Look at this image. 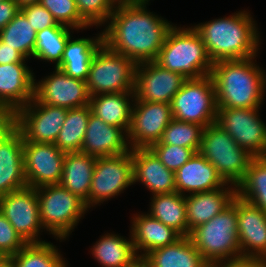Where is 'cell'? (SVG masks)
<instances>
[{
	"mask_svg": "<svg viewBox=\"0 0 266 267\" xmlns=\"http://www.w3.org/2000/svg\"><path fill=\"white\" fill-rule=\"evenodd\" d=\"M149 1L119 0L102 31L106 46L136 64L156 61L173 27L171 22L147 10Z\"/></svg>",
	"mask_w": 266,
	"mask_h": 267,
	"instance_id": "1",
	"label": "cell"
},
{
	"mask_svg": "<svg viewBox=\"0 0 266 267\" xmlns=\"http://www.w3.org/2000/svg\"><path fill=\"white\" fill-rule=\"evenodd\" d=\"M251 14L245 10L228 17L200 23L199 33L212 63L257 57L260 34Z\"/></svg>",
	"mask_w": 266,
	"mask_h": 267,
	"instance_id": "2",
	"label": "cell"
},
{
	"mask_svg": "<svg viewBox=\"0 0 266 267\" xmlns=\"http://www.w3.org/2000/svg\"><path fill=\"white\" fill-rule=\"evenodd\" d=\"M255 58L213 64L210 76L215 87L217 108L261 107L266 92V73L255 64Z\"/></svg>",
	"mask_w": 266,
	"mask_h": 267,
	"instance_id": "3",
	"label": "cell"
},
{
	"mask_svg": "<svg viewBox=\"0 0 266 267\" xmlns=\"http://www.w3.org/2000/svg\"><path fill=\"white\" fill-rule=\"evenodd\" d=\"M166 70L182 74L186 79H199L210 75L213 63L205 44L192 27L173 26L156 59Z\"/></svg>",
	"mask_w": 266,
	"mask_h": 267,
	"instance_id": "4",
	"label": "cell"
},
{
	"mask_svg": "<svg viewBox=\"0 0 266 267\" xmlns=\"http://www.w3.org/2000/svg\"><path fill=\"white\" fill-rule=\"evenodd\" d=\"M237 217L235 196L222 212L190 232L189 238L210 266L241 258Z\"/></svg>",
	"mask_w": 266,
	"mask_h": 267,
	"instance_id": "5",
	"label": "cell"
},
{
	"mask_svg": "<svg viewBox=\"0 0 266 267\" xmlns=\"http://www.w3.org/2000/svg\"><path fill=\"white\" fill-rule=\"evenodd\" d=\"M36 191L43 228L57 240H65L89 210L88 207L60 184L42 186Z\"/></svg>",
	"mask_w": 266,
	"mask_h": 267,
	"instance_id": "6",
	"label": "cell"
},
{
	"mask_svg": "<svg viewBox=\"0 0 266 267\" xmlns=\"http://www.w3.org/2000/svg\"><path fill=\"white\" fill-rule=\"evenodd\" d=\"M198 152L215 167L226 183L234 186L244 179L254 158L216 123L203 129Z\"/></svg>",
	"mask_w": 266,
	"mask_h": 267,
	"instance_id": "7",
	"label": "cell"
},
{
	"mask_svg": "<svg viewBox=\"0 0 266 267\" xmlns=\"http://www.w3.org/2000/svg\"><path fill=\"white\" fill-rule=\"evenodd\" d=\"M137 64L114 52L104 43L95 53L86 81L90 97L99 94L134 92Z\"/></svg>",
	"mask_w": 266,
	"mask_h": 267,
	"instance_id": "8",
	"label": "cell"
},
{
	"mask_svg": "<svg viewBox=\"0 0 266 267\" xmlns=\"http://www.w3.org/2000/svg\"><path fill=\"white\" fill-rule=\"evenodd\" d=\"M173 119L204 128L216 122L217 102L210 75L187 79L171 101Z\"/></svg>",
	"mask_w": 266,
	"mask_h": 267,
	"instance_id": "9",
	"label": "cell"
},
{
	"mask_svg": "<svg viewBox=\"0 0 266 267\" xmlns=\"http://www.w3.org/2000/svg\"><path fill=\"white\" fill-rule=\"evenodd\" d=\"M260 108H218L216 124L253 157H266V124Z\"/></svg>",
	"mask_w": 266,
	"mask_h": 267,
	"instance_id": "10",
	"label": "cell"
},
{
	"mask_svg": "<svg viewBox=\"0 0 266 267\" xmlns=\"http://www.w3.org/2000/svg\"><path fill=\"white\" fill-rule=\"evenodd\" d=\"M131 185H134L131 149L120 155L96 158L89 208L118 196Z\"/></svg>",
	"mask_w": 266,
	"mask_h": 267,
	"instance_id": "11",
	"label": "cell"
},
{
	"mask_svg": "<svg viewBox=\"0 0 266 267\" xmlns=\"http://www.w3.org/2000/svg\"><path fill=\"white\" fill-rule=\"evenodd\" d=\"M0 211L27 244L46 242L39 236L44 228L35 188L26 186L1 196Z\"/></svg>",
	"mask_w": 266,
	"mask_h": 267,
	"instance_id": "12",
	"label": "cell"
},
{
	"mask_svg": "<svg viewBox=\"0 0 266 267\" xmlns=\"http://www.w3.org/2000/svg\"><path fill=\"white\" fill-rule=\"evenodd\" d=\"M67 108L40 103L35 97L14 115L24 141L55 143L67 116Z\"/></svg>",
	"mask_w": 266,
	"mask_h": 267,
	"instance_id": "13",
	"label": "cell"
},
{
	"mask_svg": "<svg viewBox=\"0 0 266 267\" xmlns=\"http://www.w3.org/2000/svg\"><path fill=\"white\" fill-rule=\"evenodd\" d=\"M172 119L171 104L135 99L127 133L130 149L149 148L159 142Z\"/></svg>",
	"mask_w": 266,
	"mask_h": 267,
	"instance_id": "14",
	"label": "cell"
},
{
	"mask_svg": "<svg viewBox=\"0 0 266 267\" xmlns=\"http://www.w3.org/2000/svg\"><path fill=\"white\" fill-rule=\"evenodd\" d=\"M65 155L53 143L24 141L23 159L27 186L36 189L59 184Z\"/></svg>",
	"mask_w": 266,
	"mask_h": 267,
	"instance_id": "15",
	"label": "cell"
},
{
	"mask_svg": "<svg viewBox=\"0 0 266 267\" xmlns=\"http://www.w3.org/2000/svg\"><path fill=\"white\" fill-rule=\"evenodd\" d=\"M186 80L182 74L166 70L156 61L139 63L135 73V99L171 104Z\"/></svg>",
	"mask_w": 266,
	"mask_h": 267,
	"instance_id": "16",
	"label": "cell"
},
{
	"mask_svg": "<svg viewBox=\"0 0 266 267\" xmlns=\"http://www.w3.org/2000/svg\"><path fill=\"white\" fill-rule=\"evenodd\" d=\"M50 76L34 84V97L43 104L79 108L89 104L90 95L86 81L68 76L55 67Z\"/></svg>",
	"mask_w": 266,
	"mask_h": 267,
	"instance_id": "17",
	"label": "cell"
},
{
	"mask_svg": "<svg viewBox=\"0 0 266 267\" xmlns=\"http://www.w3.org/2000/svg\"><path fill=\"white\" fill-rule=\"evenodd\" d=\"M26 62L0 64V114H15L34 98V73Z\"/></svg>",
	"mask_w": 266,
	"mask_h": 267,
	"instance_id": "18",
	"label": "cell"
},
{
	"mask_svg": "<svg viewBox=\"0 0 266 267\" xmlns=\"http://www.w3.org/2000/svg\"><path fill=\"white\" fill-rule=\"evenodd\" d=\"M241 257L266 259V213L236 195Z\"/></svg>",
	"mask_w": 266,
	"mask_h": 267,
	"instance_id": "19",
	"label": "cell"
},
{
	"mask_svg": "<svg viewBox=\"0 0 266 267\" xmlns=\"http://www.w3.org/2000/svg\"><path fill=\"white\" fill-rule=\"evenodd\" d=\"M130 150L127 134L90 114L81 152L96 158L120 155Z\"/></svg>",
	"mask_w": 266,
	"mask_h": 267,
	"instance_id": "20",
	"label": "cell"
},
{
	"mask_svg": "<svg viewBox=\"0 0 266 267\" xmlns=\"http://www.w3.org/2000/svg\"><path fill=\"white\" fill-rule=\"evenodd\" d=\"M134 183L141 182L152 195L176 192L175 172L167 169L149 148L131 149Z\"/></svg>",
	"mask_w": 266,
	"mask_h": 267,
	"instance_id": "21",
	"label": "cell"
},
{
	"mask_svg": "<svg viewBox=\"0 0 266 267\" xmlns=\"http://www.w3.org/2000/svg\"><path fill=\"white\" fill-rule=\"evenodd\" d=\"M176 192L186 195L212 191L227 183L199 152L175 172Z\"/></svg>",
	"mask_w": 266,
	"mask_h": 267,
	"instance_id": "22",
	"label": "cell"
},
{
	"mask_svg": "<svg viewBox=\"0 0 266 267\" xmlns=\"http://www.w3.org/2000/svg\"><path fill=\"white\" fill-rule=\"evenodd\" d=\"M228 185L227 183L212 191L185 195L188 236L194 228L208 222L232 203L237 195L236 186Z\"/></svg>",
	"mask_w": 266,
	"mask_h": 267,
	"instance_id": "23",
	"label": "cell"
},
{
	"mask_svg": "<svg viewBox=\"0 0 266 267\" xmlns=\"http://www.w3.org/2000/svg\"><path fill=\"white\" fill-rule=\"evenodd\" d=\"M132 220L130 237L140 260L148 252L173 244L182 237L148 213L135 214Z\"/></svg>",
	"mask_w": 266,
	"mask_h": 267,
	"instance_id": "24",
	"label": "cell"
},
{
	"mask_svg": "<svg viewBox=\"0 0 266 267\" xmlns=\"http://www.w3.org/2000/svg\"><path fill=\"white\" fill-rule=\"evenodd\" d=\"M23 149L24 137L18 129L0 146V197L27 186Z\"/></svg>",
	"mask_w": 266,
	"mask_h": 267,
	"instance_id": "25",
	"label": "cell"
},
{
	"mask_svg": "<svg viewBox=\"0 0 266 267\" xmlns=\"http://www.w3.org/2000/svg\"><path fill=\"white\" fill-rule=\"evenodd\" d=\"M141 261L147 267H210L189 236L175 243L148 252Z\"/></svg>",
	"mask_w": 266,
	"mask_h": 267,
	"instance_id": "26",
	"label": "cell"
},
{
	"mask_svg": "<svg viewBox=\"0 0 266 267\" xmlns=\"http://www.w3.org/2000/svg\"><path fill=\"white\" fill-rule=\"evenodd\" d=\"M134 92L99 94L90 97L89 105L92 114L105 123L121 128L126 134L129 131L132 116Z\"/></svg>",
	"mask_w": 266,
	"mask_h": 267,
	"instance_id": "27",
	"label": "cell"
},
{
	"mask_svg": "<svg viewBox=\"0 0 266 267\" xmlns=\"http://www.w3.org/2000/svg\"><path fill=\"white\" fill-rule=\"evenodd\" d=\"M96 157L81 151L66 153L60 185L82 199L89 208V190Z\"/></svg>",
	"mask_w": 266,
	"mask_h": 267,
	"instance_id": "28",
	"label": "cell"
},
{
	"mask_svg": "<svg viewBox=\"0 0 266 267\" xmlns=\"http://www.w3.org/2000/svg\"><path fill=\"white\" fill-rule=\"evenodd\" d=\"M103 44V35L100 32L96 38L68 39L61 62L56 66L68 76L87 81L91 61Z\"/></svg>",
	"mask_w": 266,
	"mask_h": 267,
	"instance_id": "29",
	"label": "cell"
},
{
	"mask_svg": "<svg viewBox=\"0 0 266 267\" xmlns=\"http://www.w3.org/2000/svg\"><path fill=\"white\" fill-rule=\"evenodd\" d=\"M90 250L102 267H133L140 260L131 238L114 233L101 236Z\"/></svg>",
	"mask_w": 266,
	"mask_h": 267,
	"instance_id": "30",
	"label": "cell"
},
{
	"mask_svg": "<svg viewBox=\"0 0 266 267\" xmlns=\"http://www.w3.org/2000/svg\"><path fill=\"white\" fill-rule=\"evenodd\" d=\"M150 214L181 236H188L185 196L178 192L152 195Z\"/></svg>",
	"mask_w": 266,
	"mask_h": 267,
	"instance_id": "31",
	"label": "cell"
},
{
	"mask_svg": "<svg viewBox=\"0 0 266 267\" xmlns=\"http://www.w3.org/2000/svg\"><path fill=\"white\" fill-rule=\"evenodd\" d=\"M91 113L89 104L67 110L66 119L54 143L63 153L81 151Z\"/></svg>",
	"mask_w": 266,
	"mask_h": 267,
	"instance_id": "32",
	"label": "cell"
},
{
	"mask_svg": "<svg viewBox=\"0 0 266 267\" xmlns=\"http://www.w3.org/2000/svg\"><path fill=\"white\" fill-rule=\"evenodd\" d=\"M236 194L266 213V157H254Z\"/></svg>",
	"mask_w": 266,
	"mask_h": 267,
	"instance_id": "33",
	"label": "cell"
},
{
	"mask_svg": "<svg viewBox=\"0 0 266 267\" xmlns=\"http://www.w3.org/2000/svg\"><path fill=\"white\" fill-rule=\"evenodd\" d=\"M70 27L56 24L36 34L33 59L51 61L55 67L61 62L65 45L71 36Z\"/></svg>",
	"mask_w": 266,
	"mask_h": 267,
	"instance_id": "34",
	"label": "cell"
},
{
	"mask_svg": "<svg viewBox=\"0 0 266 267\" xmlns=\"http://www.w3.org/2000/svg\"><path fill=\"white\" fill-rule=\"evenodd\" d=\"M60 253L51 242L28 243L11 258L15 267H67Z\"/></svg>",
	"mask_w": 266,
	"mask_h": 267,
	"instance_id": "35",
	"label": "cell"
},
{
	"mask_svg": "<svg viewBox=\"0 0 266 267\" xmlns=\"http://www.w3.org/2000/svg\"><path fill=\"white\" fill-rule=\"evenodd\" d=\"M37 31L20 11L1 31L0 40L18 50L26 59L33 57Z\"/></svg>",
	"mask_w": 266,
	"mask_h": 267,
	"instance_id": "36",
	"label": "cell"
},
{
	"mask_svg": "<svg viewBox=\"0 0 266 267\" xmlns=\"http://www.w3.org/2000/svg\"><path fill=\"white\" fill-rule=\"evenodd\" d=\"M203 129V126L196 123L172 119L163 131L160 141L153 145H175L193 149L197 153Z\"/></svg>",
	"mask_w": 266,
	"mask_h": 267,
	"instance_id": "37",
	"label": "cell"
},
{
	"mask_svg": "<svg viewBox=\"0 0 266 267\" xmlns=\"http://www.w3.org/2000/svg\"><path fill=\"white\" fill-rule=\"evenodd\" d=\"M58 24L72 29H85L90 26L81 18L75 0H40Z\"/></svg>",
	"mask_w": 266,
	"mask_h": 267,
	"instance_id": "38",
	"label": "cell"
},
{
	"mask_svg": "<svg viewBox=\"0 0 266 267\" xmlns=\"http://www.w3.org/2000/svg\"><path fill=\"white\" fill-rule=\"evenodd\" d=\"M119 0H75L81 18L91 26H105Z\"/></svg>",
	"mask_w": 266,
	"mask_h": 267,
	"instance_id": "39",
	"label": "cell"
},
{
	"mask_svg": "<svg viewBox=\"0 0 266 267\" xmlns=\"http://www.w3.org/2000/svg\"><path fill=\"white\" fill-rule=\"evenodd\" d=\"M149 149L167 169L173 172H176L196 153L193 149L175 145H151Z\"/></svg>",
	"mask_w": 266,
	"mask_h": 267,
	"instance_id": "40",
	"label": "cell"
},
{
	"mask_svg": "<svg viewBox=\"0 0 266 267\" xmlns=\"http://www.w3.org/2000/svg\"><path fill=\"white\" fill-rule=\"evenodd\" d=\"M26 244L0 211V256L11 257L17 254Z\"/></svg>",
	"mask_w": 266,
	"mask_h": 267,
	"instance_id": "41",
	"label": "cell"
},
{
	"mask_svg": "<svg viewBox=\"0 0 266 267\" xmlns=\"http://www.w3.org/2000/svg\"><path fill=\"white\" fill-rule=\"evenodd\" d=\"M20 11L26 16L37 32L57 24L52 14L40 3L27 5L21 8Z\"/></svg>",
	"mask_w": 266,
	"mask_h": 267,
	"instance_id": "42",
	"label": "cell"
},
{
	"mask_svg": "<svg viewBox=\"0 0 266 267\" xmlns=\"http://www.w3.org/2000/svg\"><path fill=\"white\" fill-rule=\"evenodd\" d=\"M210 267H266V259L241 257L238 259L214 263Z\"/></svg>",
	"mask_w": 266,
	"mask_h": 267,
	"instance_id": "43",
	"label": "cell"
},
{
	"mask_svg": "<svg viewBox=\"0 0 266 267\" xmlns=\"http://www.w3.org/2000/svg\"><path fill=\"white\" fill-rule=\"evenodd\" d=\"M15 0L0 2V31L20 12Z\"/></svg>",
	"mask_w": 266,
	"mask_h": 267,
	"instance_id": "44",
	"label": "cell"
},
{
	"mask_svg": "<svg viewBox=\"0 0 266 267\" xmlns=\"http://www.w3.org/2000/svg\"><path fill=\"white\" fill-rule=\"evenodd\" d=\"M26 59L18 50L10 47L0 40V64L26 62Z\"/></svg>",
	"mask_w": 266,
	"mask_h": 267,
	"instance_id": "45",
	"label": "cell"
},
{
	"mask_svg": "<svg viewBox=\"0 0 266 267\" xmlns=\"http://www.w3.org/2000/svg\"><path fill=\"white\" fill-rule=\"evenodd\" d=\"M17 129L14 114H0V146Z\"/></svg>",
	"mask_w": 266,
	"mask_h": 267,
	"instance_id": "46",
	"label": "cell"
},
{
	"mask_svg": "<svg viewBox=\"0 0 266 267\" xmlns=\"http://www.w3.org/2000/svg\"><path fill=\"white\" fill-rule=\"evenodd\" d=\"M0 267H15L11 257H0Z\"/></svg>",
	"mask_w": 266,
	"mask_h": 267,
	"instance_id": "47",
	"label": "cell"
},
{
	"mask_svg": "<svg viewBox=\"0 0 266 267\" xmlns=\"http://www.w3.org/2000/svg\"><path fill=\"white\" fill-rule=\"evenodd\" d=\"M20 8H23L30 4L40 3V0H15Z\"/></svg>",
	"mask_w": 266,
	"mask_h": 267,
	"instance_id": "48",
	"label": "cell"
},
{
	"mask_svg": "<svg viewBox=\"0 0 266 267\" xmlns=\"http://www.w3.org/2000/svg\"><path fill=\"white\" fill-rule=\"evenodd\" d=\"M133 267H147L141 260H139Z\"/></svg>",
	"mask_w": 266,
	"mask_h": 267,
	"instance_id": "49",
	"label": "cell"
}]
</instances>
